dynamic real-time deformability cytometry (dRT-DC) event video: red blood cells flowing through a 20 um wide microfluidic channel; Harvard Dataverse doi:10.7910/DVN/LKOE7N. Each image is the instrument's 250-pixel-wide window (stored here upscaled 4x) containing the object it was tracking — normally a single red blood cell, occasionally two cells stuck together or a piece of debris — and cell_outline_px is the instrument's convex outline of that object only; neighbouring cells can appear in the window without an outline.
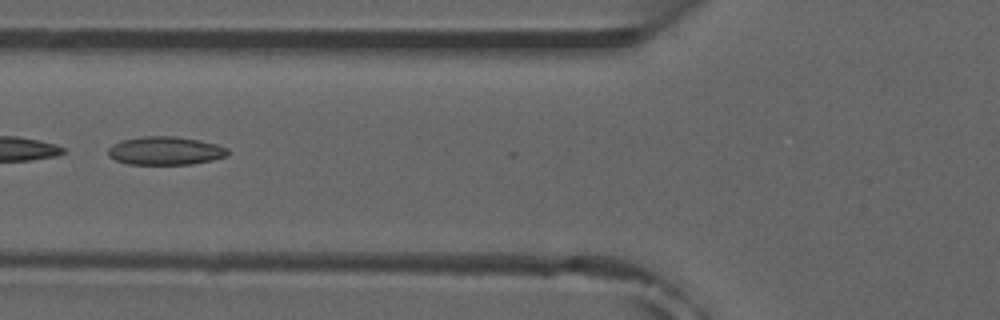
{"species": "common noctule bat (a hibernating species)", "species_latin": "Nyctalus noctula", "temperature_condition": "room temperature", "stored_images_in_passage": 47, "camera_frame_rate_fps": 3000, "um_per_image_px": 0.085, "animal": {"sex": "male", "forearm_length_mm": 52.5}, "frame": {"image": 1, "passage_image": 20, "time_ms": 6.333, "image_size_px": [1000, 320], "cell_outline_px": [[228, 156], [212, 160], [192, 164], [128, 164], [116, 160], [108, 156], [108, 148], [112, 144], [120, 140], [140, 136], [176, 136], [216, 144], [228, 148]], "centroid_in_image_um": [14.02, 12.81], "position_along_channel_um": 111.8, "area_um2": 19.83}, "authors_computed_cell_mechanics": {"area_um2": 19.8254, "velocity_mm_per_s": 3.8815, "shape_relaxation_time_tau1_ms": null, "shape_relaxation_time_tau2_ms": 2.9653, "deformation_change_tau1": null, "deformation_change_tau2": 0.1116}}